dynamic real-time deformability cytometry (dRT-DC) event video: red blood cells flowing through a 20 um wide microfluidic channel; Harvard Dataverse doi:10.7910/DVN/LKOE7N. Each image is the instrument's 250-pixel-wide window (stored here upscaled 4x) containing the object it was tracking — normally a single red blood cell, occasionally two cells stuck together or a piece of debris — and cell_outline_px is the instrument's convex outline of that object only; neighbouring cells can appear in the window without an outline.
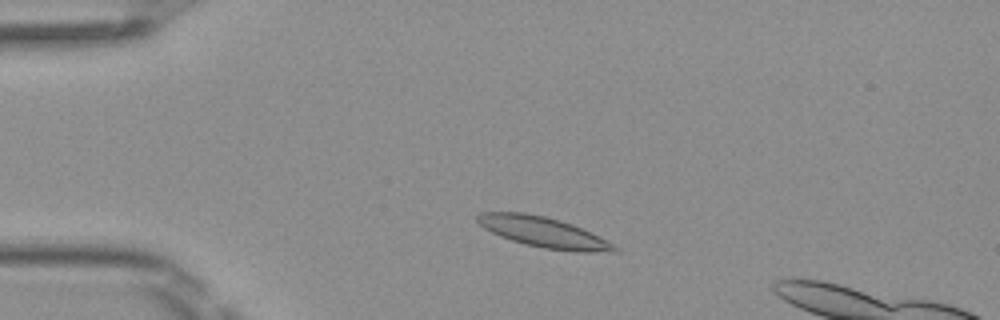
{"species": "Egyptian fruit bat (a non-hibernating species)", "species_latin": "Rousettus aegyptiacus", "temperature_condition": "room temperature", "stored_images_in_passage": 5, "segment_of_instrument_passage": [1, 2], "camera_frame_rate_fps": 3000, "um_per_image_px": 0.085, "frame": {"image": 1, "passage_image": 2, "time_ms": 0.333, "image_size_px": [1000, 320], "cell_outline_px": [[620, 252], [572, 252], [544, 248], [524, 244], [500, 236], [484, 228], [476, 220], [476, 216], [480, 212], [524, 212], [544, 216], [560, 220], [572, 224], [620, 248]], "centroid_in_image_um": [46.17, 19.74], "position_along_channel_um": 38.8, "area_um2": 24.1}}
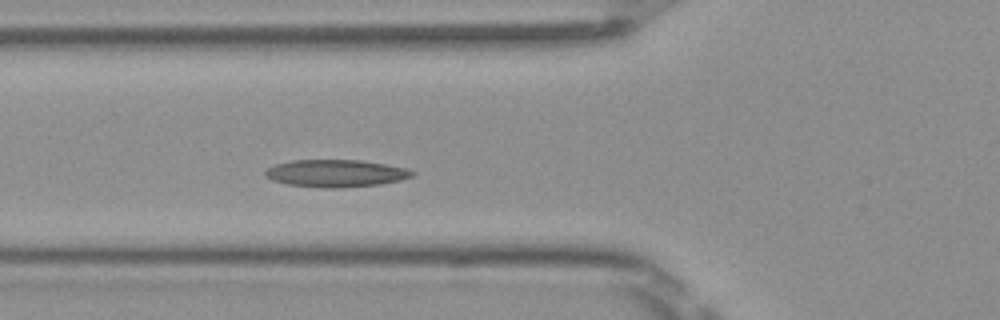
{"frame": {"image": 2, "passage_image": 4, "time_ms": 1.0, "image_size_px": [1000, 320], "cell_outline_px": [[416, 172], [412, 176], [400, 180], [380, 184], [336, 188], [324, 188], [288, 184], [272, 180], [264, 176], [264, 172], [268, 168], [276, 164], [292, 160], [360, 160], [408, 168]], "centroid_in_image_um": [28.54, 14.73], "position_along_channel_um": 97.3, "area_um2": 23.35}}